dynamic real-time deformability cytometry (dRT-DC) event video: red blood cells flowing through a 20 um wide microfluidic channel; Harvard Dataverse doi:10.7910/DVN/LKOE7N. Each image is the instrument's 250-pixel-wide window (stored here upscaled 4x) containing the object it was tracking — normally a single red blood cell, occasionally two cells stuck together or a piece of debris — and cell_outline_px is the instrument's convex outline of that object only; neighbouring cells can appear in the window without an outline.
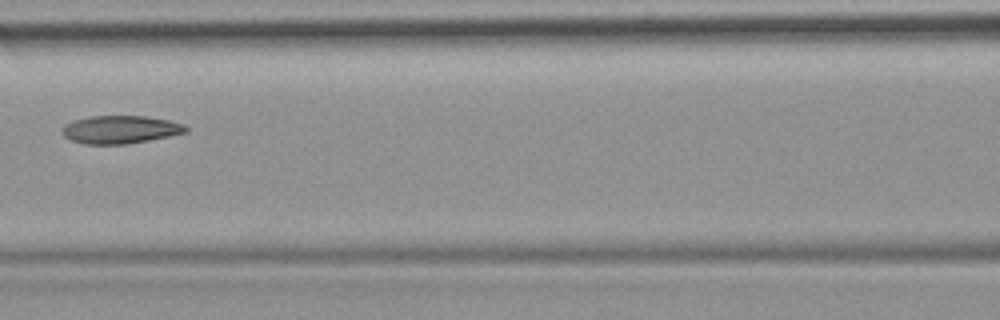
{"species": "common noctule bat (a hibernating species)", "species_latin": "Nyctalus noctula", "temperature_condition": "room temperature", "stored_images_in_passage": 6, "camera_frame_rate_fps": 3000, "um_per_image_px": 0.085, "animal": {"sex": "female", "body_mass_g": 19.9}, "frame": {"image": 1, "passage_image": 4, "time_ms": 4.667, "image_size_px": [1000, 320], "cell_outline_px": [[188, 132], [128, 144], [84, 144], [72, 140], [64, 136], [60, 128], [64, 124], [88, 116], [144, 116], [168, 120], [184, 124], [188, 128]], "centroid_in_image_um": [10.21, 11.01], "position_along_channel_um": 156.4, "area_um2": 20.11}}
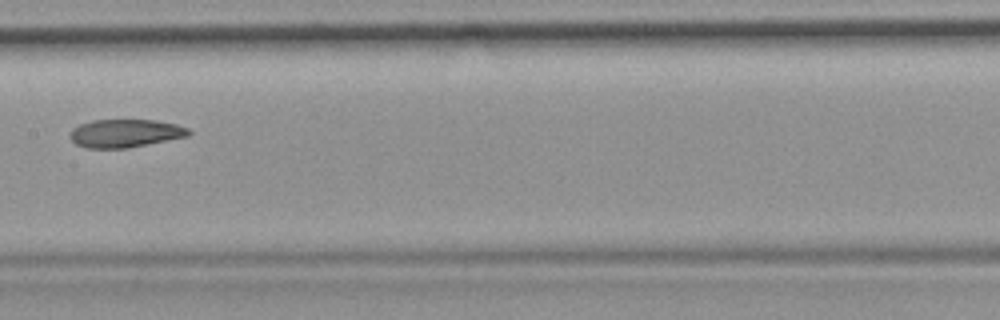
{"frame": {"image": 2, "passage_image": 5, "time_ms": 5.667, "image_size_px": [1000, 320], "cell_outline_px": [[192, 132], [188, 136], [128, 148], [88, 148], [76, 144], [68, 136], [72, 128], [80, 124], [92, 120], [156, 120], [176, 124], [188, 128]], "centroid_in_image_um": [10.63, 11.32], "position_along_channel_um": 196.8, "area_um2": 19.48}}